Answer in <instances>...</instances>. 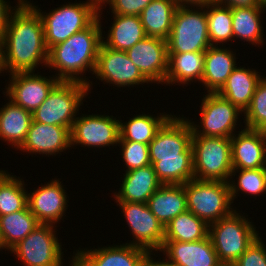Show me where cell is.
Instances as JSON below:
<instances>
[{
	"label": "cell",
	"instance_id": "7bdbcfd3",
	"mask_svg": "<svg viewBox=\"0 0 266 266\" xmlns=\"http://www.w3.org/2000/svg\"><path fill=\"white\" fill-rule=\"evenodd\" d=\"M151 255L155 256L154 253L149 252L143 259L140 266H173L165 258L162 259V261H161V258L159 259L160 261H156V258L153 259V256Z\"/></svg>",
	"mask_w": 266,
	"mask_h": 266
},
{
	"label": "cell",
	"instance_id": "2e32d148",
	"mask_svg": "<svg viewBox=\"0 0 266 266\" xmlns=\"http://www.w3.org/2000/svg\"><path fill=\"white\" fill-rule=\"evenodd\" d=\"M126 53L151 83L164 84L168 70L167 40L146 36Z\"/></svg>",
	"mask_w": 266,
	"mask_h": 266
},
{
	"label": "cell",
	"instance_id": "5b68a950",
	"mask_svg": "<svg viewBox=\"0 0 266 266\" xmlns=\"http://www.w3.org/2000/svg\"><path fill=\"white\" fill-rule=\"evenodd\" d=\"M256 226L237 209L230 215L209 224V237L219 261L231 266L259 237Z\"/></svg>",
	"mask_w": 266,
	"mask_h": 266
},
{
	"label": "cell",
	"instance_id": "9c48e42d",
	"mask_svg": "<svg viewBox=\"0 0 266 266\" xmlns=\"http://www.w3.org/2000/svg\"><path fill=\"white\" fill-rule=\"evenodd\" d=\"M210 46L205 6H178L167 39L168 53L205 52Z\"/></svg>",
	"mask_w": 266,
	"mask_h": 266
},
{
	"label": "cell",
	"instance_id": "c3c4849f",
	"mask_svg": "<svg viewBox=\"0 0 266 266\" xmlns=\"http://www.w3.org/2000/svg\"><path fill=\"white\" fill-rule=\"evenodd\" d=\"M99 4L103 1V0H96Z\"/></svg>",
	"mask_w": 266,
	"mask_h": 266
},
{
	"label": "cell",
	"instance_id": "ee69618b",
	"mask_svg": "<svg viewBox=\"0 0 266 266\" xmlns=\"http://www.w3.org/2000/svg\"><path fill=\"white\" fill-rule=\"evenodd\" d=\"M178 6H207L215 0H176Z\"/></svg>",
	"mask_w": 266,
	"mask_h": 266
},
{
	"label": "cell",
	"instance_id": "44dd1931",
	"mask_svg": "<svg viewBox=\"0 0 266 266\" xmlns=\"http://www.w3.org/2000/svg\"><path fill=\"white\" fill-rule=\"evenodd\" d=\"M230 139L233 170L266 168V134L262 130L243 128Z\"/></svg>",
	"mask_w": 266,
	"mask_h": 266
},
{
	"label": "cell",
	"instance_id": "d6986e66",
	"mask_svg": "<svg viewBox=\"0 0 266 266\" xmlns=\"http://www.w3.org/2000/svg\"><path fill=\"white\" fill-rule=\"evenodd\" d=\"M70 128L59 125H47L32 120L27 137L18 149L30 155L56 156L72 149Z\"/></svg>",
	"mask_w": 266,
	"mask_h": 266
},
{
	"label": "cell",
	"instance_id": "484cf974",
	"mask_svg": "<svg viewBox=\"0 0 266 266\" xmlns=\"http://www.w3.org/2000/svg\"><path fill=\"white\" fill-rule=\"evenodd\" d=\"M8 100L0 108V140L18 150L25 142L33 118L30 111Z\"/></svg>",
	"mask_w": 266,
	"mask_h": 266
},
{
	"label": "cell",
	"instance_id": "83f0119b",
	"mask_svg": "<svg viewBox=\"0 0 266 266\" xmlns=\"http://www.w3.org/2000/svg\"><path fill=\"white\" fill-rule=\"evenodd\" d=\"M113 23L109 27L107 39L102 37V44L108 48L127 51L147 35L140 16L112 14ZM105 39V40H104Z\"/></svg>",
	"mask_w": 266,
	"mask_h": 266
},
{
	"label": "cell",
	"instance_id": "6da1fadb",
	"mask_svg": "<svg viewBox=\"0 0 266 266\" xmlns=\"http://www.w3.org/2000/svg\"><path fill=\"white\" fill-rule=\"evenodd\" d=\"M2 46L5 73L35 71L41 64L47 67L43 22L26 0L11 14Z\"/></svg>",
	"mask_w": 266,
	"mask_h": 266
},
{
	"label": "cell",
	"instance_id": "d6a6232c",
	"mask_svg": "<svg viewBox=\"0 0 266 266\" xmlns=\"http://www.w3.org/2000/svg\"><path fill=\"white\" fill-rule=\"evenodd\" d=\"M40 225L28 206L17 212L0 216V233L7 250H11Z\"/></svg>",
	"mask_w": 266,
	"mask_h": 266
},
{
	"label": "cell",
	"instance_id": "ffe728a7",
	"mask_svg": "<svg viewBox=\"0 0 266 266\" xmlns=\"http://www.w3.org/2000/svg\"><path fill=\"white\" fill-rule=\"evenodd\" d=\"M173 266H223L209 235L199 241H164L159 253Z\"/></svg>",
	"mask_w": 266,
	"mask_h": 266
},
{
	"label": "cell",
	"instance_id": "74e56055",
	"mask_svg": "<svg viewBox=\"0 0 266 266\" xmlns=\"http://www.w3.org/2000/svg\"><path fill=\"white\" fill-rule=\"evenodd\" d=\"M121 144V145H120ZM120 154L126 168L125 172L150 165L149 146L141 142L119 141ZM121 146V147H120Z\"/></svg>",
	"mask_w": 266,
	"mask_h": 266
},
{
	"label": "cell",
	"instance_id": "7402d4cb",
	"mask_svg": "<svg viewBox=\"0 0 266 266\" xmlns=\"http://www.w3.org/2000/svg\"><path fill=\"white\" fill-rule=\"evenodd\" d=\"M224 47V48H223ZM230 47L211 45L205 51L204 70L201 80L207 93H218L237 67L236 53Z\"/></svg>",
	"mask_w": 266,
	"mask_h": 266
},
{
	"label": "cell",
	"instance_id": "ba28073f",
	"mask_svg": "<svg viewBox=\"0 0 266 266\" xmlns=\"http://www.w3.org/2000/svg\"><path fill=\"white\" fill-rule=\"evenodd\" d=\"M183 185L188 211L208 225L230 215L235 210L228 182L194 178Z\"/></svg>",
	"mask_w": 266,
	"mask_h": 266
},
{
	"label": "cell",
	"instance_id": "60d3db41",
	"mask_svg": "<svg viewBox=\"0 0 266 266\" xmlns=\"http://www.w3.org/2000/svg\"><path fill=\"white\" fill-rule=\"evenodd\" d=\"M24 0H17L16 5L13 7L7 0H0V36L3 37L5 30L7 28L9 18L11 14L16 10V8L23 2ZM13 8V9H12Z\"/></svg>",
	"mask_w": 266,
	"mask_h": 266
},
{
	"label": "cell",
	"instance_id": "e0dca14e",
	"mask_svg": "<svg viewBox=\"0 0 266 266\" xmlns=\"http://www.w3.org/2000/svg\"><path fill=\"white\" fill-rule=\"evenodd\" d=\"M76 251V253H75ZM73 252L69 266H140L147 250L123 243Z\"/></svg>",
	"mask_w": 266,
	"mask_h": 266
},
{
	"label": "cell",
	"instance_id": "f546056e",
	"mask_svg": "<svg viewBox=\"0 0 266 266\" xmlns=\"http://www.w3.org/2000/svg\"><path fill=\"white\" fill-rule=\"evenodd\" d=\"M266 8L261 6L252 7H234L231 8L233 22V40L246 41L252 45H263L265 39L262 29L261 15ZM264 35V36H263Z\"/></svg>",
	"mask_w": 266,
	"mask_h": 266
},
{
	"label": "cell",
	"instance_id": "277c9868",
	"mask_svg": "<svg viewBox=\"0 0 266 266\" xmlns=\"http://www.w3.org/2000/svg\"><path fill=\"white\" fill-rule=\"evenodd\" d=\"M40 15L44 27L45 45L48 51L55 45L66 41L73 34L89 27L98 18L99 3L87 0L81 3H66L50 12H41L38 5L26 0Z\"/></svg>",
	"mask_w": 266,
	"mask_h": 266
},
{
	"label": "cell",
	"instance_id": "cb8c5ba5",
	"mask_svg": "<svg viewBox=\"0 0 266 266\" xmlns=\"http://www.w3.org/2000/svg\"><path fill=\"white\" fill-rule=\"evenodd\" d=\"M148 207L165 227L172 219L187 211V198L183 184H162L148 199Z\"/></svg>",
	"mask_w": 266,
	"mask_h": 266
},
{
	"label": "cell",
	"instance_id": "7c38bea8",
	"mask_svg": "<svg viewBox=\"0 0 266 266\" xmlns=\"http://www.w3.org/2000/svg\"><path fill=\"white\" fill-rule=\"evenodd\" d=\"M122 209L123 218L133 240L127 244L158 253L164 242V226L150 211L147 203L116 202ZM155 251V252H154Z\"/></svg>",
	"mask_w": 266,
	"mask_h": 266
},
{
	"label": "cell",
	"instance_id": "5bb4252c",
	"mask_svg": "<svg viewBox=\"0 0 266 266\" xmlns=\"http://www.w3.org/2000/svg\"><path fill=\"white\" fill-rule=\"evenodd\" d=\"M101 82L121 89L151 82L129 59L125 51L114 50L101 44L93 73Z\"/></svg>",
	"mask_w": 266,
	"mask_h": 266
},
{
	"label": "cell",
	"instance_id": "d590c367",
	"mask_svg": "<svg viewBox=\"0 0 266 266\" xmlns=\"http://www.w3.org/2000/svg\"><path fill=\"white\" fill-rule=\"evenodd\" d=\"M236 173H239L238 177ZM228 183L232 203L242 192L245 193L244 196H263L266 192V168L232 170Z\"/></svg>",
	"mask_w": 266,
	"mask_h": 266
},
{
	"label": "cell",
	"instance_id": "9a60e30c",
	"mask_svg": "<svg viewBox=\"0 0 266 266\" xmlns=\"http://www.w3.org/2000/svg\"><path fill=\"white\" fill-rule=\"evenodd\" d=\"M8 85L5 86L4 95L13 103L33 113L48 97V94L59 80L53 75L42 76L29 72L10 73Z\"/></svg>",
	"mask_w": 266,
	"mask_h": 266
},
{
	"label": "cell",
	"instance_id": "f1b7e54d",
	"mask_svg": "<svg viewBox=\"0 0 266 266\" xmlns=\"http://www.w3.org/2000/svg\"><path fill=\"white\" fill-rule=\"evenodd\" d=\"M177 7L176 0H153L139 15L146 35L167 40Z\"/></svg>",
	"mask_w": 266,
	"mask_h": 266
},
{
	"label": "cell",
	"instance_id": "7dc6e473",
	"mask_svg": "<svg viewBox=\"0 0 266 266\" xmlns=\"http://www.w3.org/2000/svg\"><path fill=\"white\" fill-rule=\"evenodd\" d=\"M259 6L266 8V0H258Z\"/></svg>",
	"mask_w": 266,
	"mask_h": 266
},
{
	"label": "cell",
	"instance_id": "ab89813d",
	"mask_svg": "<svg viewBox=\"0 0 266 266\" xmlns=\"http://www.w3.org/2000/svg\"><path fill=\"white\" fill-rule=\"evenodd\" d=\"M153 0H103L100 5L109 4L112 14L139 16Z\"/></svg>",
	"mask_w": 266,
	"mask_h": 266
},
{
	"label": "cell",
	"instance_id": "ac0fdd59",
	"mask_svg": "<svg viewBox=\"0 0 266 266\" xmlns=\"http://www.w3.org/2000/svg\"><path fill=\"white\" fill-rule=\"evenodd\" d=\"M57 178L27 193L28 208L40 224L55 225L66 217L67 192Z\"/></svg>",
	"mask_w": 266,
	"mask_h": 266
},
{
	"label": "cell",
	"instance_id": "d4e9b609",
	"mask_svg": "<svg viewBox=\"0 0 266 266\" xmlns=\"http://www.w3.org/2000/svg\"><path fill=\"white\" fill-rule=\"evenodd\" d=\"M258 73L254 68L236 67L218 94L244 112L263 77Z\"/></svg>",
	"mask_w": 266,
	"mask_h": 266
},
{
	"label": "cell",
	"instance_id": "681fc988",
	"mask_svg": "<svg viewBox=\"0 0 266 266\" xmlns=\"http://www.w3.org/2000/svg\"><path fill=\"white\" fill-rule=\"evenodd\" d=\"M262 131L266 134V127Z\"/></svg>",
	"mask_w": 266,
	"mask_h": 266
},
{
	"label": "cell",
	"instance_id": "4dcf8cb0",
	"mask_svg": "<svg viewBox=\"0 0 266 266\" xmlns=\"http://www.w3.org/2000/svg\"><path fill=\"white\" fill-rule=\"evenodd\" d=\"M172 115L166 112L155 115L142 114L129 117L128 122L119 120V141H134L149 145L157 131Z\"/></svg>",
	"mask_w": 266,
	"mask_h": 266
},
{
	"label": "cell",
	"instance_id": "4fadbf2b",
	"mask_svg": "<svg viewBox=\"0 0 266 266\" xmlns=\"http://www.w3.org/2000/svg\"><path fill=\"white\" fill-rule=\"evenodd\" d=\"M83 115V116H82ZM73 122L70 130L71 147L104 148L116 146L119 142V120L114 116L82 114Z\"/></svg>",
	"mask_w": 266,
	"mask_h": 266
},
{
	"label": "cell",
	"instance_id": "30bf717a",
	"mask_svg": "<svg viewBox=\"0 0 266 266\" xmlns=\"http://www.w3.org/2000/svg\"><path fill=\"white\" fill-rule=\"evenodd\" d=\"M201 99L200 125L189 120L195 135L231 138L239 132L236 126L243 112L237 106L218 93H206Z\"/></svg>",
	"mask_w": 266,
	"mask_h": 266
},
{
	"label": "cell",
	"instance_id": "8fae6325",
	"mask_svg": "<svg viewBox=\"0 0 266 266\" xmlns=\"http://www.w3.org/2000/svg\"><path fill=\"white\" fill-rule=\"evenodd\" d=\"M56 234L55 225L40 224L10 252L23 266H63L62 242Z\"/></svg>",
	"mask_w": 266,
	"mask_h": 266
},
{
	"label": "cell",
	"instance_id": "f35d334b",
	"mask_svg": "<svg viewBox=\"0 0 266 266\" xmlns=\"http://www.w3.org/2000/svg\"><path fill=\"white\" fill-rule=\"evenodd\" d=\"M231 266H266V244L260 236Z\"/></svg>",
	"mask_w": 266,
	"mask_h": 266
},
{
	"label": "cell",
	"instance_id": "7a4b0ae2",
	"mask_svg": "<svg viewBox=\"0 0 266 266\" xmlns=\"http://www.w3.org/2000/svg\"><path fill=\"white\" fill-rule=\"evenodd\" d=\"M172 115L149 143V159L164 185L184 184L194 179L192 135L187 117Z\"/></svg>",
	"mask_w": 266,
	"mask_h": 266
},
{
	"label": "cell",
	"instance_id": "1f68e13d",
	"mask_svg": "<svg viewBox=\"0 0 266 266\" xmlns=\"http://www.w3.org/2000/svg\"><path fill=\"white\" fill-rule=\"evenodd\" d=\"M208 234L209 225L188 210L176 216L164 227V241H199Z\"/></svg>",
	"mask_w": 266,
	"mask_h": 266
},
{
	"label": "cell",
	"instance_id": "e575fe53",
	"mask_svg": "<svg viewBox=\"0 0 266 266\" xmlns=\"http://www.w3.org/2000/svg\"><path fill=\"white\" fill-rule=\"evenodd\" d=\"M211 45L223 46L233 40L231 7L213 2L205 6Z\"/></svg>",
	"mask_w": 266,
	"mask_h": 266
},
{
	"label": "cell",
	"instance_id": "4316f807",
	"mask_svg": "<svg viewBox=\"0 0 266 266\" xmlns=\"http://www.w3.org/2000/svg\"><path fill=\"white\" fill-rule=\"evenodd\" d=\"M204 59L205 52L168 53V70L164 84L180 86L197 81L201 84Z\"/></svg>",
	"mask_w": 266,
	"mask_h": 266
},
{
	"label": "cell",
	"instance_id": "836d02e7",
	"mask_svg": "<svg viewBox=\"0 0 266 266\" xmlns=\"http://www.w3.org/2000/svg\"><path fill=\"white\" fill-rule=\"evenodd\" d=\"M9 173L0 170V216L23 210L28 206V191L24 180Z\"/></svg>",
	"mask_w": 266,
	"mask_h": 266
},
{
	"label": "cell",
	"instance_id": "8d00e7d4",
	"mask_svg": "<svg viewBox=\"0 0 266 266\" xmlns=\"http://www.w3.org/2000/svg\"><path fill=\"white\" fill-rule=\"evenodd\" d=\"M245 127L251 130H263L266 127V77L258 82L249 106L243 112Z\"/></svg>",
	"mask_w": 266,
	"mask_h": 266
},
{
	"label": "cell",
	"instance_id": "b9f144b4",
	"mask_svg": "<svg viewBox=\"0 0 266 266\" xmlns=\"http://www.w3.org/2000/svg\"><path fill=\"white\" fill-rule=\"evenodd\" d=\"M215 2L231 8L259 6L258 0H215Z\"/></svg>",
	"mask_w": 266,
	"mask_h": 266
},
{
	"label": "cell",
	"instance_id": "52a82bcc",
	"mask_svg": "<svg viewBox=\"0 0 266 266\" xmlns=\"http://www.w3.org/2000/svg\"><path fill=\"white\" fill-rule=\"evenodd\" d=\"M194 178L228 182L232 167L231 139L192 135Z\"/></svg>",
	"mask_w": 266,
	"mask_h": 266
},
{
	"label": "cell",
	"instance_id": "603a6c76",
	"mask_svg": "<svg viewBox=\"0 0 266 266\" xmlns=\"http://www.w3.org/2000/svg\"><path fill=\"white\" fill-rule=\"evenodd\" d=\"M122 183L113 196L116 202L147 203L153 193L162 185L153 165L133 169L123 173Z\"/></svg>",
	"mask_w": 266,
	"mask_h": 266
},
{
	"label": "cell",
	"instance_id": "3957f363",
	"mask_svg": "<svg viewBox=\"0 0 266 266\" xmlns=\"http://www.w3.org/2000/svg\"><path fill=\"white\" fill-rule=\"evenodd\" d=\"M102 9H105L104 6L99 5L98 18L89 27L73 34L66 41L53 46L48 51L47 68L58 71L54 76L59 81L86 84L89 93H91L90 89L93 81L90 82L89 78L84 76V73L86 71L94 73L102 37L105 36L101 23Z\"/></svg>",
	"mask_w": 266,
	"mask_h": 266
},
{
	"label": "cell",
	"instance_id": "8992f818",
	"mask_svg": "<svg viewBox=\"0 0 266 266\" xmlns=\"http://www.w3.org/2000/svg\"><path fill=\"white\" fill-rule=\"evenodd\" d=\"M88 92L86 84L59 81L44 102L32 113L33 121L71 129Z\"/></svg>",
	"mask_w": 266,
	"mask_h": 266
},
{
	"label": "cell",
	"instance_id": "f6af8a7d",
	"mask_svg": "<svg viewBox=\"0 0 266 266\" xmlns=\"http://www.w3.org/2000/svg\"><path fill=\"white\" fill-rule=\"evenodd\" d=\"M4 68H3V46H2V36H0V73L4 74Z\"/></svg>",
	"mask_w": 266,
	"mask_h": 266
},
{
	"label": "cell",
	"instance_id": "bcb514c9",
	"mask_svg": "<svg viewBox=\"0 0 266 266\" xmlns=\"http://www.w3.org/2000/svg\"><path fill=\"white\" fill-rule=\"evenodd\" d=\"M3 249H5V251H8L4 245L1 233H0V251H2Z\"/></svg>",
	"mask_w": 266,
	"mask_h": 266
}]
</instances>
